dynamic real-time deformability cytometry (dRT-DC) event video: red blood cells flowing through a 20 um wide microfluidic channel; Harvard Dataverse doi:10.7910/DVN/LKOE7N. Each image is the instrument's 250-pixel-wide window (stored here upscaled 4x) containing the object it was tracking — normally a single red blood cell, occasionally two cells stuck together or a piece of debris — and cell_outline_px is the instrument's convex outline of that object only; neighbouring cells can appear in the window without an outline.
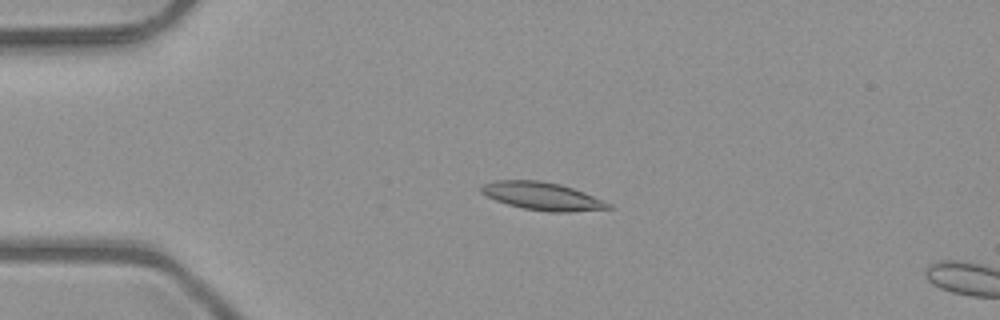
{"species": "common noctule bat (a hibernating species)", "species_latin": "Nyctalus noctula", "temperature_condition": "room temperature", "stored_images_in_passage": 4, "camera_frame_rate_fps": 3000, "um_per_image_px": 0.085, "animal": {"sex": "male", "body_mass_g": 23.1, "forearm_length_mm": 52.7}, "frame": {"image": 1, "passage_image": 3, "time_ms": 0.667, "image_size_px": [1000, 320], "cell_outline_px": [[612, 208], [568, 212], [548, 212], [524, 208], [508, 204], [496, 200], [480, 192], [480, 188], [484, 184], [492, 180], [536, 180], [560, 184], [584, 192], [604, 200], [612, 204]], "centroid_in_image_um": [46.1, 16.67], "position_along_channel_um": 38.9, "area_um2": 20.52}}